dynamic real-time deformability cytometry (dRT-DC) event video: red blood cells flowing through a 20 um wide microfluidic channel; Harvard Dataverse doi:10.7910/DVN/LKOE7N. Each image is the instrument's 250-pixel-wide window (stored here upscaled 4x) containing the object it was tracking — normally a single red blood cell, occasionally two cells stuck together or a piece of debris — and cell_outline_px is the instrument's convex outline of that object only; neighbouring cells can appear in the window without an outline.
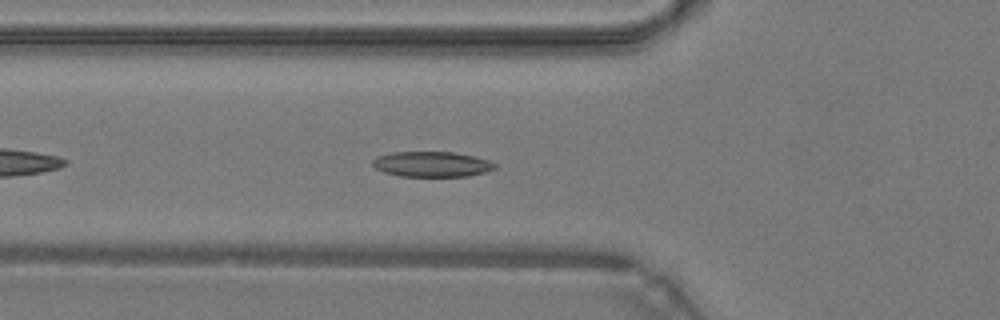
{"species": "common noctule bat (a hibernating species)", "species_latin": "Nyctalus noctula", "temperature_condition": "warm", "stored_images_in_passage": 38, "camera_frame_rate_fps": 3000, "um_per_image_px": 0.085, "animal": {"sex": "male", "body_mass_g": 19.2, "forearm_length_mm": 51.8}, "frame": {"image": 1, "passage_image": 6, "time_ms": 1.667, "image_size_px": [1000, 320], "cell_outline_px": [[496, 168], [484, 172], [468, 176], [400, 176], [384, 172], [376, 168], [372, 164], [372, 160], [376, 156], [392, 152], [452, 152], [472, 156], [488, 160], [496, 164]], "centroid_in_image_um": [36.67, 13.95], "position_along_channel_um": 89.1, "area_um2": 17.92}}
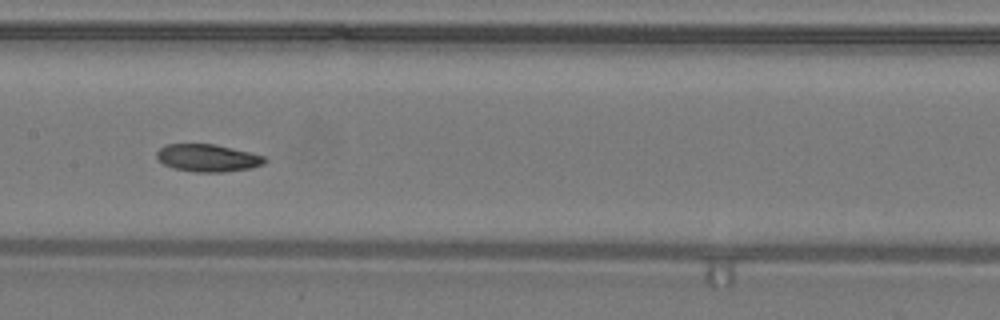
{"frame": {"image": 2, "passage_image": 13, "time_ms": 4.0, "image_size_px": [1000, 320], "cell_outline_px": [[268, 160], [264, 164], [252, 168], [224, 172], [196, 172], [172, 168], [164, 164], [156, 156], [156, 152], [164, 144], [212, 144], [232, 148], [264, 156]], "centroid_in_image_um": [17.65, 13.43], "position_along_channel_um": 189.7, "area_um2": 17.28}}
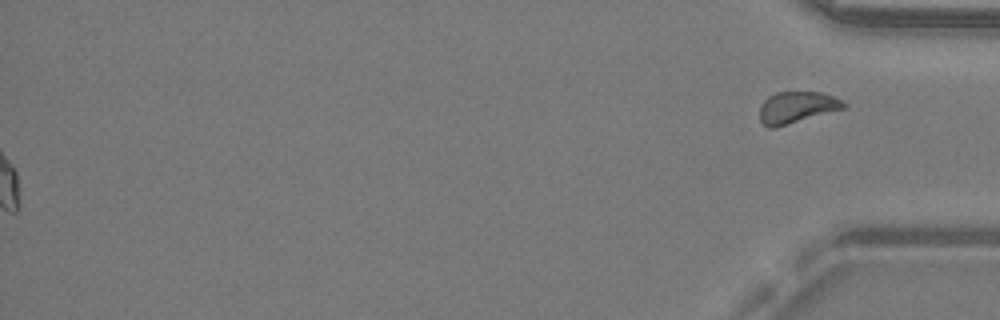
{"frame": {"image": 3, "passage_image": 38, "time_ms": 12.333, "image_size_px": [1000, 320], "cell_outline_px": [[848, 108], [776, 128], [768, 128], [760, 120], [760, 104], [768, 96], [776, 92], [820, 92], [844, 100], [848, 104]], "centroid_in_image_um": [67.77, 9.14], "position_along_channel_um": 367.4, "area_um2": 15.9}, "authors_computed_cell_mechanics": {"area_um2": 17.7446, "velocity_mm_per_s": 4.2874, "shape_relaxation_time_tau1_ms": 6.9848, "shape_relaxation_time_tau2_ms": 2.9479, "deformation_change_tau1": 0.1548, "deformation_change_tau2": 0.0838}}